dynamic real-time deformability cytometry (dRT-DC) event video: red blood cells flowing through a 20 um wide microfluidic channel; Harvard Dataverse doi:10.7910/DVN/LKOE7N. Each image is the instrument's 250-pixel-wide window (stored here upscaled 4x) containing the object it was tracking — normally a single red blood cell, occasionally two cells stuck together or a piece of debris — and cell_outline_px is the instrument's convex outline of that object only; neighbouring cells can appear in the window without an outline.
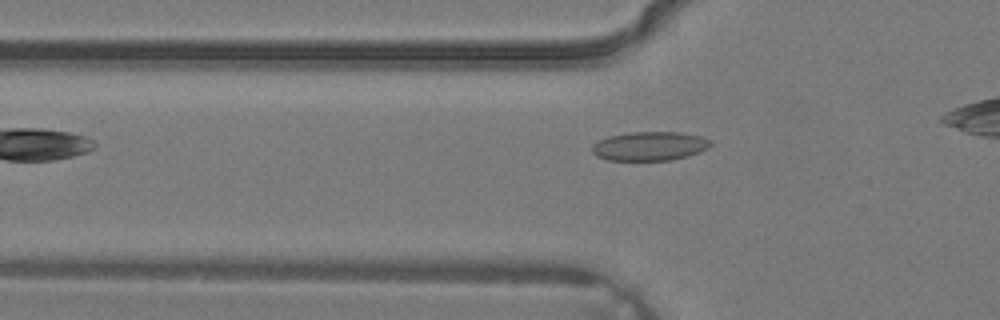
{"species": "common noctule bat (a hibernating species)", "species_latin": "Nyctalus noctula", "temperature_condition": "warm", "stored_images_in_passage": 6, "camera_frame_rate_fps": 3000, "um_per_image_px": 0.085, "animal": {"sex": "male", "body_mass_g": 19.2, "forearm_length_mm": 51.8}, "frame": {"image": 1, "passage_image": 4, "time_ms": 1.0, "image_size_px": [1000, 320], "cell_outline_px": [[712, 144], [708, 148], [700, 152], [688, 156], [672, 160], [608, 160], [596, 156], [592, 152], [592, 144], [596, 140], [608, 136], [632, 132], [680, 132], [700, 136], [712, 140]], "centroid_in_image_um": [55.22, 12.42], "position_along_channel_um": 70.6, "area_um2": 20.23}}